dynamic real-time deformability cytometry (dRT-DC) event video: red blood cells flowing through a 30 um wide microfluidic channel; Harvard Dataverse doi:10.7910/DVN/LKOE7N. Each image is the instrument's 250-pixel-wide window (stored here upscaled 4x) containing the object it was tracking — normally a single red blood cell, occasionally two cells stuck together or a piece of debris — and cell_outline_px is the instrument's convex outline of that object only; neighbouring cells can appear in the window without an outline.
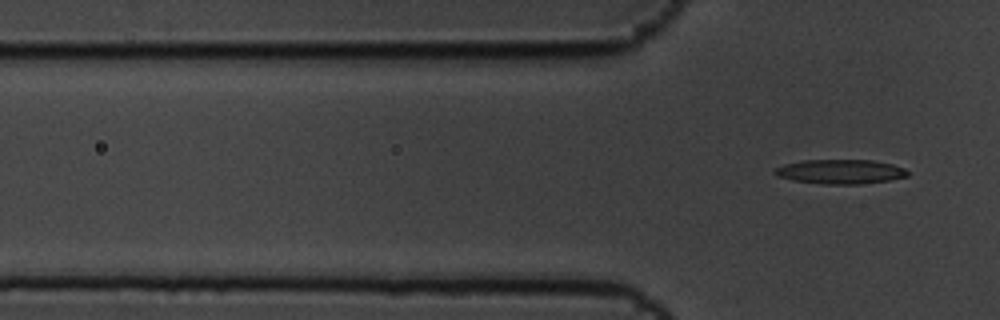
{"species": "common noctule bat (a hibernating species)", "species_latin": "Nyctalus noctula", "temperature_condition": "cold", "stored_images_in_passage": 6, "camera_frame_rate_fps": 3000, "um_per_image_px": 0.085, "animal": {"sex": "male", "body_mass_g": 19.5, "forearm_length_mm": 54.6}, "frame": {"image": 1, "passage_image": 6, "time_ms": 1.667, "image_size_px": [1000, 320], "cell_outline_px": [[908, 176], [888, 180], [860, 184], [824, 184], [792, 180], [776, 176], [772, 172], [776, 168], [784, 164], [804, 160], [872, 160], [892, 164], [904, 168], [908, 172]], "centroid_in_image_um": [71.4, 14.59], "position_along_channel_um": 54.4, "area_um2": 18.84}}